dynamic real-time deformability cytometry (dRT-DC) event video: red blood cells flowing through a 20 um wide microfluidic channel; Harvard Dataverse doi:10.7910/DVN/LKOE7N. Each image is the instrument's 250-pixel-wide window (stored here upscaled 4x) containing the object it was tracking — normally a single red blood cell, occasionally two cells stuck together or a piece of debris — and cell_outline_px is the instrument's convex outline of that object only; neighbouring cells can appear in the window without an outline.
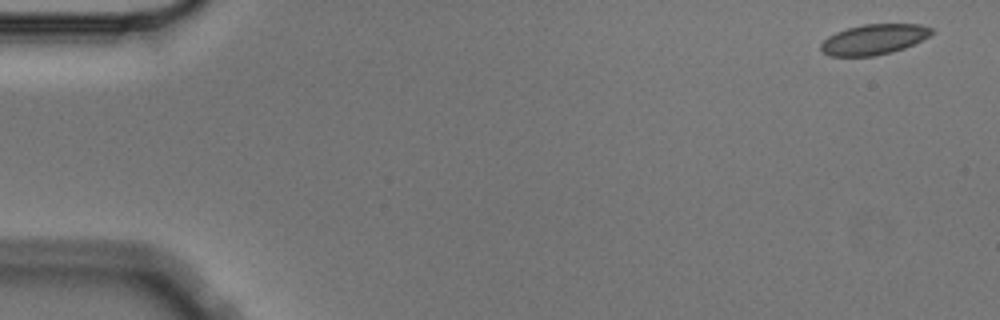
{"species": "Egyptian fruit bat (a non-hibernating species)", "species_latin": "Rousettus aegyptiacus", "temperature_condition": "cold", "stored_images_in_passage": 4, "camera_frame_rate_fps": 3000, "um_per_image_px": 0.085, "animal": {"sex": "male"}, "frame": {"image": 1, "passage_image": 1, "time_ms": 0.0, "image_size_px": [1000, 320], "cell_outline_px": [[936, 32], [904, 48], [892, 52], [872, 56], [828, 56], [820, 48], [820, 44], [828, 36], [836, 32], [848, 28], [864, 24], [920, 24], [932, 28]], "centroid_in_image_um": [74.27, 3.34], "position_along_channel_um": 10.7, "area_um2": 19.48}}